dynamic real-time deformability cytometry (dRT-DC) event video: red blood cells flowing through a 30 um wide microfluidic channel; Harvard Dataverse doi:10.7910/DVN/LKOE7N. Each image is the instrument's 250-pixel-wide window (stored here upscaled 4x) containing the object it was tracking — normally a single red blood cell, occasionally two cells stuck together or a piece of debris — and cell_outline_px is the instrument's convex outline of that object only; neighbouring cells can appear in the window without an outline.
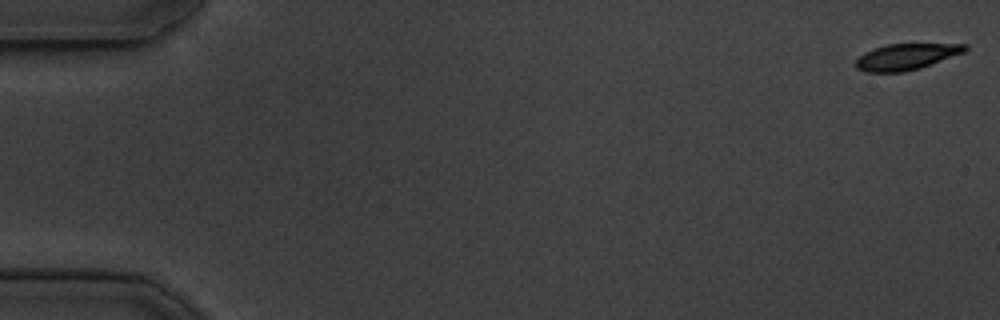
{"species": "common noctule bat (a hibernating species)", "species_latin": "Nyctalus noctula", "temperature_condition": "cold", "stored_images_in_passage": 55, "camera_frame_rate_fps": 3000, "um_per_image_px": 0.085, "animal": {"sex": "male", "body_mass_g": 19.5, "forearm_length_mm": 54.6}, "frame": {"image": 1, "passage_image": 1, "time_ms": 0.0, "image_size_px": [1000, 320], "cell_outline_px": [[968, 48], [964, 52], [920, 68], [904, 72], [864, 72], [856, 68], [856, 60], [864, 52], [888, 44], [968, 44]], "centroid_in_image_um": [77.02, 4.83], "position_along_channel_um": 8.0, "area_um2": 16.47}}
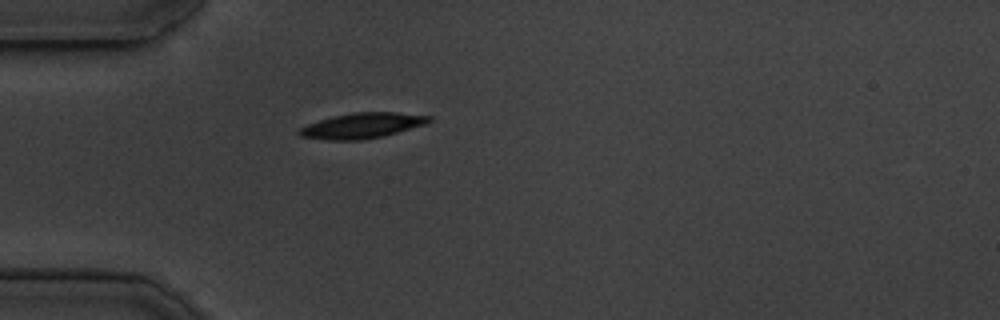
{"frame": {"image": 2, "passage_image": 16, "time_ms": 5.0, "image_size_px": [1000, 320], "cell_outline_px": [[432, 120], [424, 124], [384, 136], [360, 140], [328, 140], [300, 136], [296, 132], [300, 128], [308, 124], [332, 116], [352, 112], [396, 112], [432, 116]], "centroid_in_image_um": [30.77, 10.67], "position_along_channel_um": 54.2, "area_um2": 19.13}}
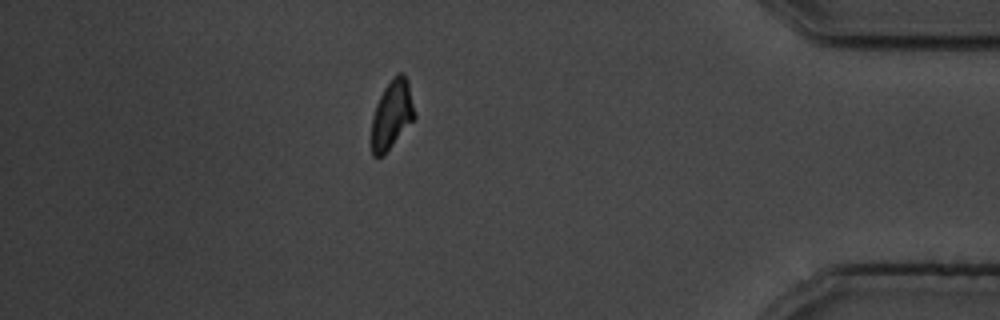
{"frame": {"image": 3, "passage_image": 48, "time_ms": 15.667, "image_size_px": [1000, 320], "cell_outline_px": [[416, 116], [384, 156], [372, 156], [372, 116], [376, 104], [384, 88], [392, 76], [396, 72], [400, 72], [408, 80]], "centroid_in_image_um": [33.31, 9.72], "position_along_channel_um": 401.9, "area_um2": 17.22}, "authors_computed_cell_mechanics": {"area_um2": 18.3804, "velocity_mm_per_s": 3.6923, "shape_relaxation_time_tau1_ms": 2.2088, "shape_relaxation_time_tau2_ms": null, "deformation_change_tau1": 0.1275, "deformation_change_tau2": null}}